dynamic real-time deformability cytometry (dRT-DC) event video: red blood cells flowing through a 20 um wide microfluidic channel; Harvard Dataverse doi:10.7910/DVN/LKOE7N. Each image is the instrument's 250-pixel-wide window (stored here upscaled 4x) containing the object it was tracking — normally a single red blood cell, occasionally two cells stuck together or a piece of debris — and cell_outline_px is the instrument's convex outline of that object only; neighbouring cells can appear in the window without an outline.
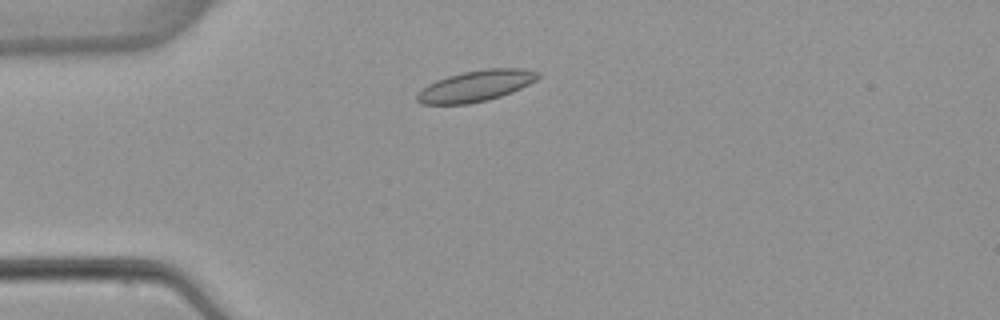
{"species": "common noctule bat (a hibernating species)", "species_latin": "Nyctalus noctula", "temperature_condition": "warm", "stored_images_in_passage": 4, "camera_frame_rate_fps": 3000, "um_per_image_px": 0.085, "animal": {"sex": "female", "body_mass_g": 22.7, "forearm_length_mm": 54.2}, "frame": {"image": 1, "passage_image": 3, "time_ms": 2.333, "image_size_px": [1000, 320], "cell_outline_px": [[540, 76], [536, 80], [512, 92], [488, 100], [468, 104], [420, 104], [416, 100], [416, 96], [428, 84], [436, 80], [448, 76], [464, 72], [484, 68], [524, 68], [540, 72]], "centroid_in_image_um": [40.47, 7.3], "position_along_channel_um": 44.5, "area_um2": 21.85}}